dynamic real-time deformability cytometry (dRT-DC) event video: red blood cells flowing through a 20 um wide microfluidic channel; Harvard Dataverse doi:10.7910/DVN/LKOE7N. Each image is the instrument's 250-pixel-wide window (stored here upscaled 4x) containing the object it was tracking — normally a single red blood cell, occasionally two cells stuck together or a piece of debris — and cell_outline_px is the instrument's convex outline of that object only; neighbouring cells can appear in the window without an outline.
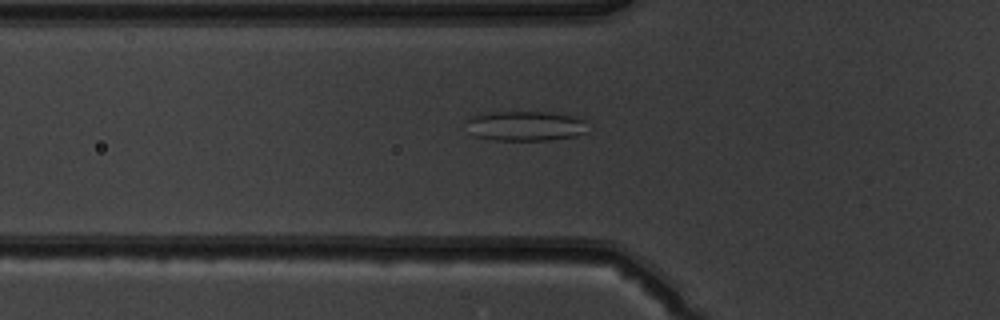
{"species": "common noctule bat (a hibernating species)", "species_latin": "Nyctalus noctula", "temperature_condition": "warm", "stored_images_in_passage": 52, "camera_frame_rate_fps": 3000, "um_per_image_px": 0.085, "animal": {"sex": "male", "body_mass_g": 19.5, "forearm_length_mm": 54.6}, "frame": {"image": 1, "passage_image": 19, "time_ms": 6.0, "image_size_px": [1000, 320], "cell_outline_px": [[588, 132], [576, 136], [548, 140], [492, 140], [476, 136], [468, 132], [468, 120], [472, 116], [488, 112], [544, 112], [576, 116], [584, 120]], "centroid_in_image_um": [44.68, 10.71], "position_along_channel_um": 81.1, "area_um2": 21.15}}
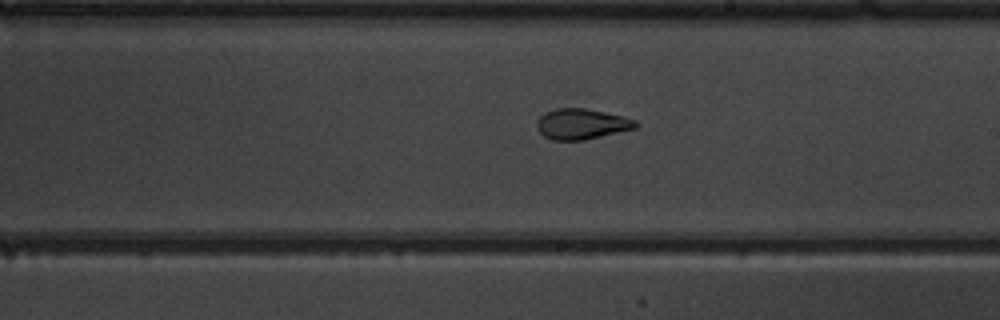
{"frame": {"image": 2, "passage_image": 31, "time_ms": 10.0, "image_size_px": [1000, 320], "cell_outline_px": [[640, 124], [636, 128], [584, 140], [552, 140], [544, 136], [536, 128], [536, 124], [540, 116], [544, 112], [556, 108], [584, 108], [624, 116], [636, 120]], "centroid_in_image_um": [49.44, 10.53], "position_along_channel_um": 239.6, "area_um2": 17.69}}
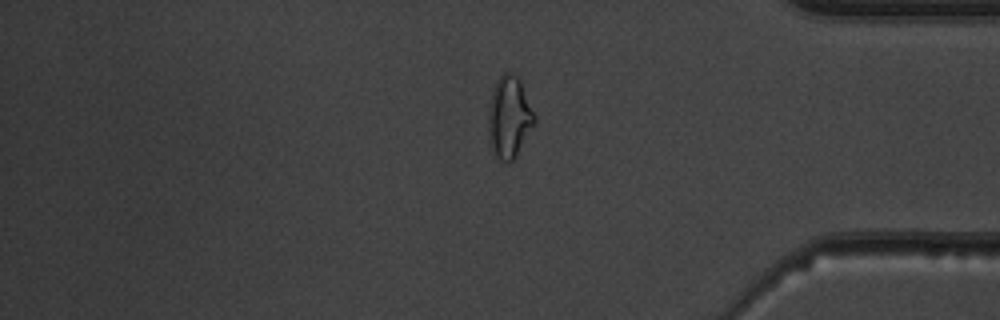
{"frame": {"image": 3, "passage_image": 44, "time_ms": 14.333, "image_size_px": [1000, 320], "cell_outline_px": [[536, 120], [516, 156], [508, 164], [500, 160], [496, 156], [492, 148], [488, 132], [488, 108], [492, 92], [496, 80], [504, 72], [512, 72], [520, 80], [536, 116]], "centroid_in_image_um": [43.28, 9.95], "position_along_channel_um": 391.9, "area_um2": 21.91}, "authors_computed_cell_mechanics": {"area_um2": 22.1374, "velocity_mm_per_s": 3.9486, "shape_relaxation_time_tau1_ms": null, "shape_relaxation_time_tau2_ms": 1.4168, "deformation_change_tau1": null, "deformation_change_tau2": 0.0813}}